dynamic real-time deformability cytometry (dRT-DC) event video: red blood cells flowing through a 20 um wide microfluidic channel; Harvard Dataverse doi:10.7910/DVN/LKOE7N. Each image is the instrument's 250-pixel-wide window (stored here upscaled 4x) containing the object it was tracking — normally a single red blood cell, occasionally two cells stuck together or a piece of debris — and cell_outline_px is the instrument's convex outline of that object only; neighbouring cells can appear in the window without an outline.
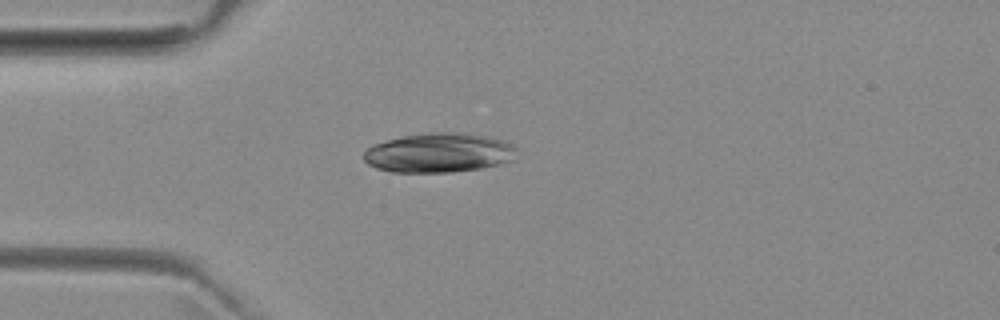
{"species": "common noctule bat (a hibernating species)", "species_latin": "Nyctalus noctula", "temperature_condition": "room temperature", "stored_images_in_passage": 39, "camera_frame_rate_fps": 3000, "um_per_image_px": 0.085, "animal": {"sex": "female", "body_mass_g": 29.2, "forearm_length_mm": 56.3}, "frame": {"image": 1, "passage_image": 1, "time_ms": 0.0, "image_size_px": [1000, 320], "cell_outline_px": [[516, 148], [512, 160], [500, 164], [480, 168], [452, 172], [392, 172], [376, 168], [368, 164], [364, 160], [364, 152], [372, 144], [404, 136], [428, 132], [464, 132], [488, 136], [512, 144]], "centroid_in_image_um": [37.29, 12.98], "position_along_channel_um": 47.7, "area_um2": 35.14}}
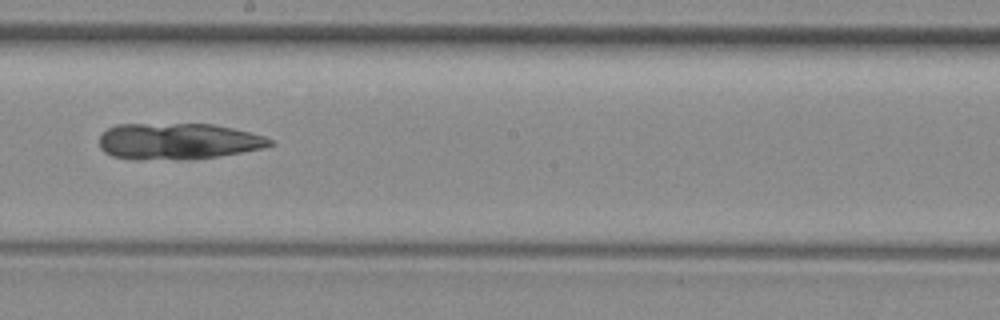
{"frame": {"image": 2, "passage_image": 16, "time_ms": 5.0, "image_size_px": [1000, 320], "cell_outline_px": [[276, 144], [260, 148], [240, 152], [216, 156], [188, 160], [136, 160], [112, 156], [104, 152], [100, 148], [100, 136], [108, 128], [116, 124], [212, 124], [232, 128], [264, 136], [272, 140]], "centroid_in_image_um": [15.08, 12.02], "position_along_channel_um": 233.1, "area_um2": 36.24}}
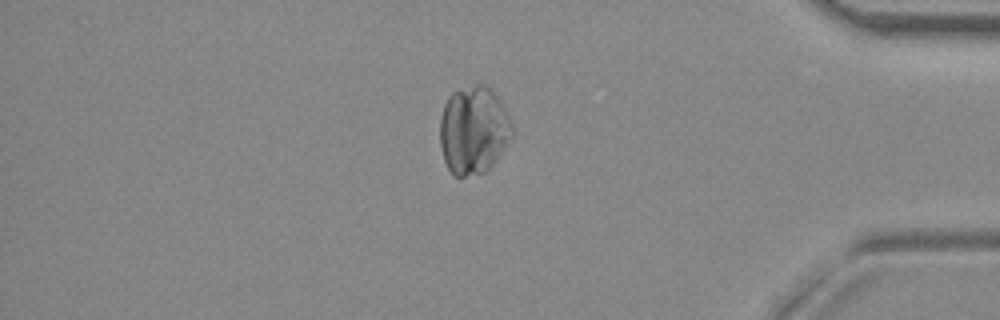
{"frame": {"image": 3, "passage_image": 31, "time_ms": 10.0, "image_size_px": [1000, 320], "cell_outline_px": [[512, 136], [496, 160], [484, 172], [460, 180], [452, 176], [444, 160], [440, 148], [440, 116], [444, 104], [448, 96], [452, 92], [476, 84], [484, 84], [500, 100], [512, 124]], "centroid_in_image_um": [40.21, 11.11], "position_along_channel_um": 395.0, "area_um2": 37.22}}